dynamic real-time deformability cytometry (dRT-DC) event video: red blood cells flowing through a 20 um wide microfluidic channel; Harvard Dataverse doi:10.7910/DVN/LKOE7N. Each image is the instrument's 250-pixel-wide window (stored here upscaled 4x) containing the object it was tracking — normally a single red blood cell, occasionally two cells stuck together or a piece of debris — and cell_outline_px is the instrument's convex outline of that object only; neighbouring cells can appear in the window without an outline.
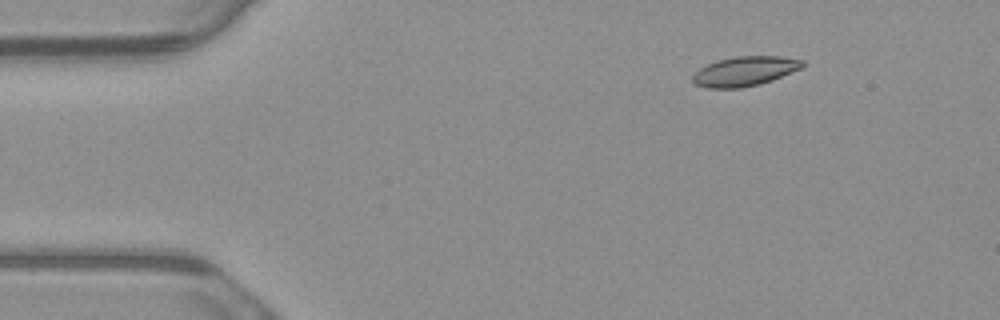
{"species": "common noctule bat (a hibernating species)", "species_latin": "Nyctalus noctula", "temperature_condition": "warm", "stored_images_in_passage": 5, "camera_frame_rate_fps": 3000, "um_per_image_px": 0.085, "animal": {"sex": "male", "body_mass_g": 23.1, "forearm_length_mm": 52.7}, "frame": {"image": 1, "passage_image": 1, "time_ms": 0.0, "image_size_px": [1000, 320], "cell_outline_px": [[804, 68], [772, 80], [760, 84], [740, 88], [708, 88], [696, 84], [692, 80], [692, 76], [700, 68], [716, 60], [736, 56], [780, 56], [804, 60]], "centroid_in_image_um": [63.34, 6.05], "position_along_channel_um": 21.7, "area_um2": 19.02}}
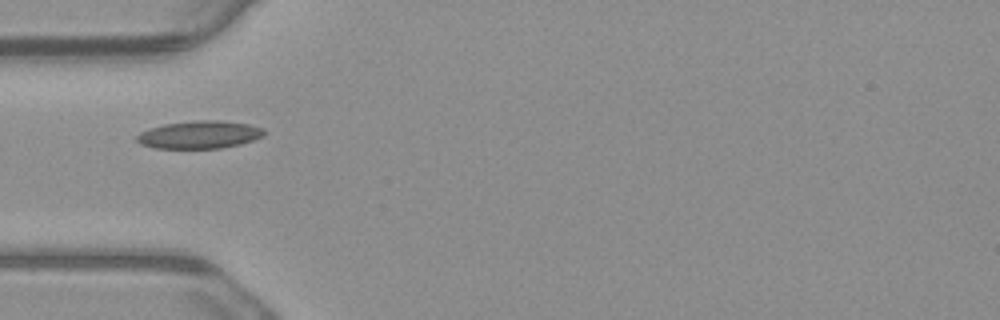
{"frame": {"image": 2, "passage_image": 4, "time_ms": 1.0, "image_size_px": [1000, 320], "cell_outline_px": [[268, 132], [264, 136], [240, 144], [220, 148], [156, 148], [140, 144], [136, 140], [136, 136], [140, 132], [164, 124], [196, 120], [220, 120], [248, 124], [264, 128]], "centroid_in_image_um": [16.99, 11.44], "position_along_channel_um": 68.0, "area_um2": 20.58}}
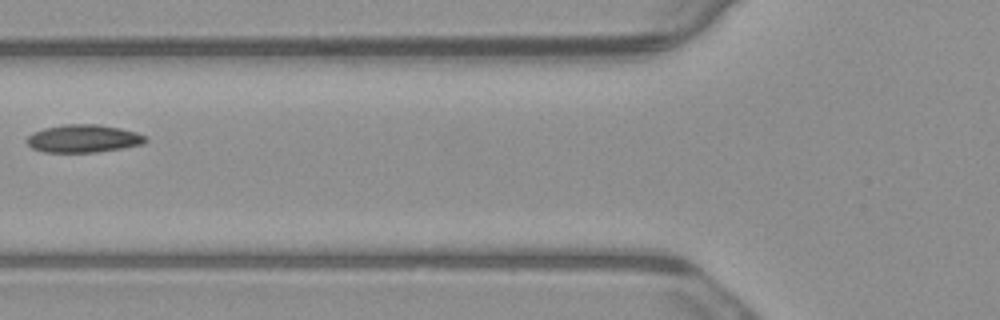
{"frame": {"image": 3, "passage_image": 5, "time_ms": 1.333, "image_size_px": [1000, 320], "cell_outline_px": [[148, 140], [144, 144], [96, 152], [44, 152], [32, 148], [24, 140], [32, 132], [44, 128], [64, 124], [96, 124], [120, 128], [136, 132], [148, 136]], "centroid_in_image_um": [7.08, 11.77], "position_along_channel_um": 118.7, "area_um2": 19.36}}